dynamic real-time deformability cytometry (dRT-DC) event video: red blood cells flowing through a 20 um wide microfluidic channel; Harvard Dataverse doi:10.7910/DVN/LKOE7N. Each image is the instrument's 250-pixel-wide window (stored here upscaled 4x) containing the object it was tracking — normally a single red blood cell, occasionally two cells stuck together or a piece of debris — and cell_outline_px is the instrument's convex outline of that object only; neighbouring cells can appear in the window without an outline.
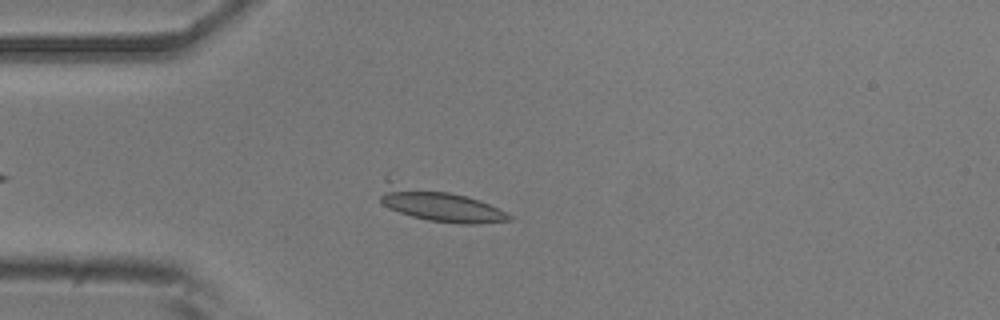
{"species": "common noctule bat (a hibernating species)", "species_latin": "Nyctalus noctula", "temperature_condition": "room temperature", "stored_images_in_passage": 46, "camera_frame_rate_fps": 3000, "um_per_image_px": 0.085, "animal": {"sex": "male", "body_mass_g": 20.5, "forearm_length_mm": 52.5}, "frame": {"image": 1, "passage_image": 8, "time_ms": 2.333, "image_size_px": [1000, 320], "cell_outline_px": [[512, 220], [476, 224], [460, 224], [428, 220], [412, 216], [388, 208], [380, 200], [380, 196], [388, 172], [392, 168], [480, 200], [512, 216]], "centroid_in_image_um": [37.02, 17.14], "position_along_channel_um": 48.0, "area_um2": 28.09}}
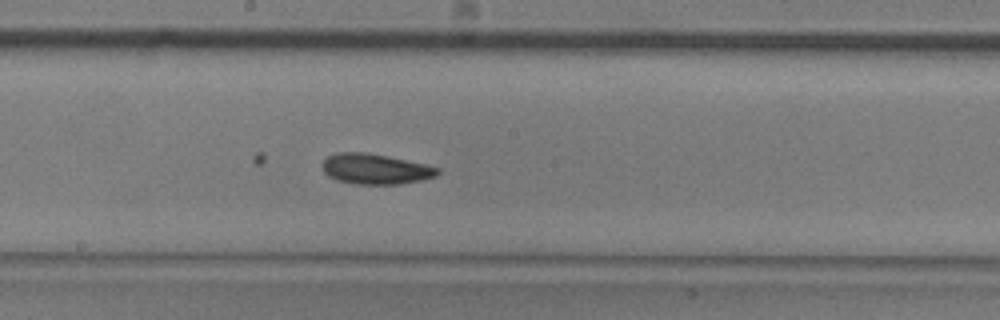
{"frame": {"image": 2, "passage_image": 22, "time_ms": 7.0, "image_size_px": [1000, 320], "cell_outline_px": [[440, 172], [436, 176], [420, 180], [400, 184], [356, 184], [336, 180], [328, 176], [324, 172], [324, 160], [328, 156], [336, 152], [364, 152], [388, 156], [424, 164], [440, 168]], "centroid_in_image_um": [31.91, 14.36], "position_along_channel_um": 216.3, "area_um2": 20.29}}
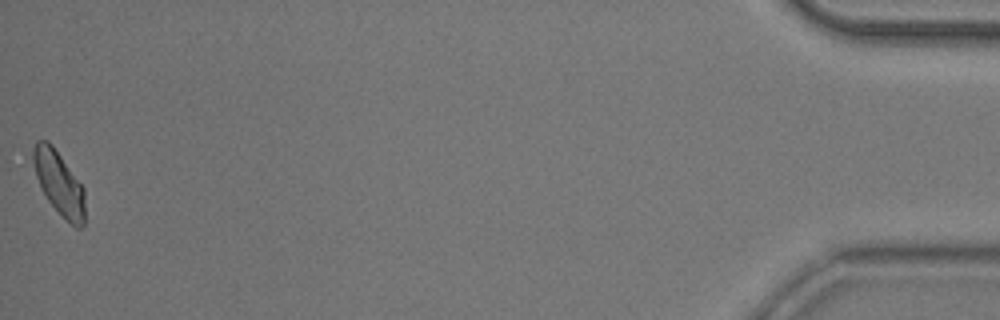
{"frame": {"image": 3, "passage_image": 46, "time_ms": 15.0, "image_size_px": [1000, 320], "cell_outline_px": [[84, 224], [80, 228], [76, 228], [48, 200], [40, 188], [36, 176], [32, 160], [32, 148], [36, 140], [48, 140], [52, 144], [84, 188]], "centroid_in_image_um": [4.99, 15.5], "position_along_channel_um": 430.2, "area_um2": 18.96}, "authors_computed_cell_mechanics": {"area_um2": 20.1433, "velocity_mm_per_s": 3.8921, "shape_relaxation_time_tau1_ms": null, "shape_relaxation_time_tau2_ms": 1.4702, "deformation_change_tau1": null, "deformation_change_tau2": 0.0583}}